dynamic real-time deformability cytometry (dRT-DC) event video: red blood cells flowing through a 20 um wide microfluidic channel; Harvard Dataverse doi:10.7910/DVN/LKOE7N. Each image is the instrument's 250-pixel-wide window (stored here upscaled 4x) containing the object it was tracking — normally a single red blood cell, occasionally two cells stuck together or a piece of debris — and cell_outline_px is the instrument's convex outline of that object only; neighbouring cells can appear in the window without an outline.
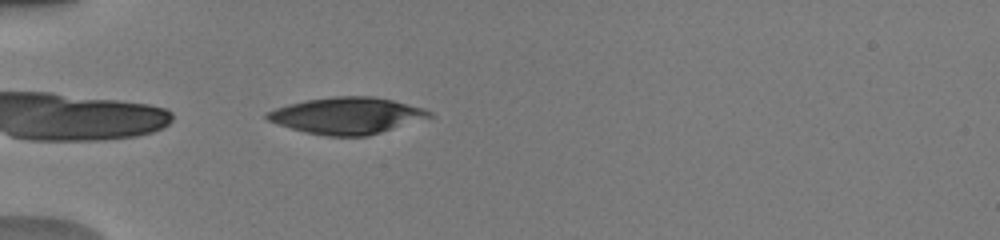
{"species": "human", "species_latin": "Homo sapiens", "temperature_condition": "warm", "stored_images_in_passage": 36, "camera_frame_rate_fps": 3000, "um_per_image_px": 0.085, "donor": {"sex": "male"}, "frame": {"image": 1, "passage_image": 1, "time_ms": 0.0, "image_size_px": [1000, 240], "cell_outline_px": [[432, 116], [368, 136], [324, 136], [304, 132], [268, 120], [264, 116], [264, 112], [288, 104], [308, 100], [332, 96], [372, 96], [392, 100], [424, 108], [432, 112]], "centroid_in_image_um": [29.46, 9.82], "position_along_channel_um": 55.5, "area_um2": 34.28}}
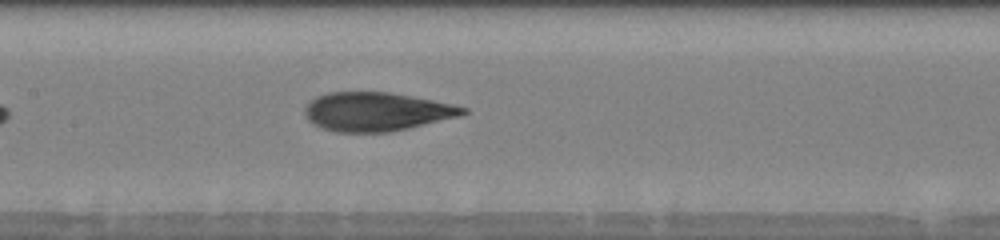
{"frame": {"image": 2, "passage_image": 11, "time_ms": 3.333, "image_size_px": [1000, 240], "cell_outline_px": [[468, 112], [460, 116], [408, 128], [388, 132], [336, 132], [324, 128], [308, 120], [304, 116], [304, 108], [316, 96], [328, 92], [388, 92], [432, 100], [452, 104], [468, 108]], "centroid_in_image_um": [31.99, 9.49], "position_along_channel_um": 175.4, "area_um2": 35.43}}
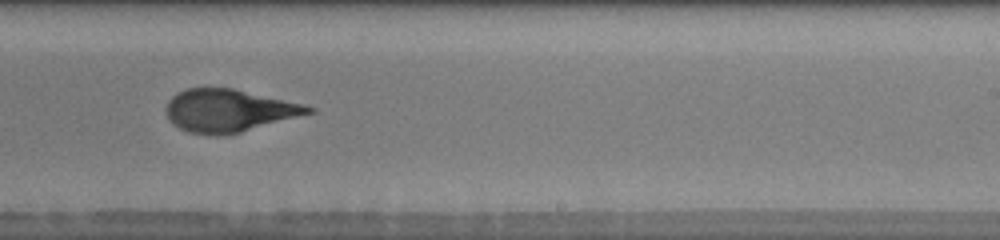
{"frame": {"image": 3, "passage_image": 18, "time_ms": 5.667, "image_size_px": [1000, 240], "cell_outline_px": [[316, 112], [240, 132], [216, 136], [188, 132], [172, 124], [164, 108], [168, 100], [176, 92], [188, 88], [232, 88], [304, 104], [316, 108]], "centroid_in_image_um": [19.44, 9.4], "position_along_channel_um": 269.6, "area_um2": 35.37}, "authors_computed_cell_mechanics": {"area_um2": 35.8649, "velocity_mm_per_s": 4.0513, "shape_relaxation_time_tau1_ms": 5.8154, "shape_relaxation_time_tau2_ms": 1.3081, "deformation_change_tau1": 0.2272, "deformation_change_tau2": 0.0961}}